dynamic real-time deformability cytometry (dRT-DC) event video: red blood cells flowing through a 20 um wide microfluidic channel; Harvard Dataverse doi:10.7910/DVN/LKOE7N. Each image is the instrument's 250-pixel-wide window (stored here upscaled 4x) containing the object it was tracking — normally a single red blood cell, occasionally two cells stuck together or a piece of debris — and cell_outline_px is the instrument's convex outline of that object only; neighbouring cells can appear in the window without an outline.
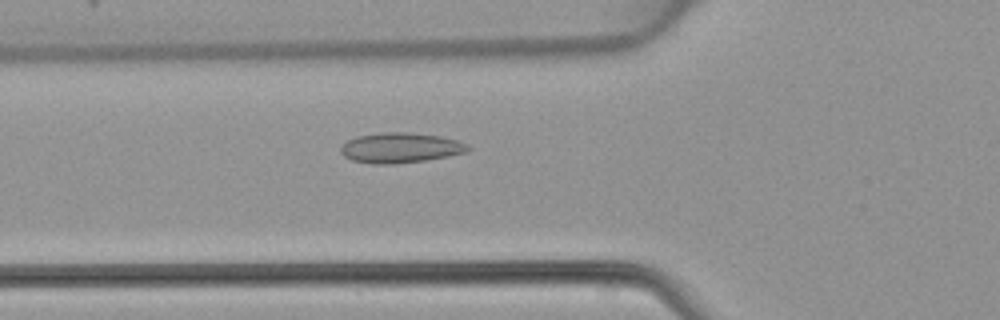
{"species": "common noctule bat (a hibernating species)", "species_latin": "Nyctalus noctula", "temperature_condition": "warm", "stored_images_in_passage": 35, "camera_frame_rate_fps": 3000, "um_per_image_px": 0.085, "animal": {"sex": "female", "body_mass_g": 22.7, "forearm_length_mm": 54.2}, "frame": {"image": 1, "passage_image": 7, "time_ms": 2.0, "image_size_px": [1000, 320], "cell_outline_px": [[472, 148], [468, 152], [448, 156], [424, 160], [392, 164], [376, 164], [352, 160], [344, 156], [340, 152], [340, 148], [348, 140], [356, 136], [384, 132], [408, 132], [440, 136], [456, 140], [468, 144]], "centroid_in_image_um": [34.05, 12.56], "position_along_channel_um": 91.7, "area_um2": 22.31}}
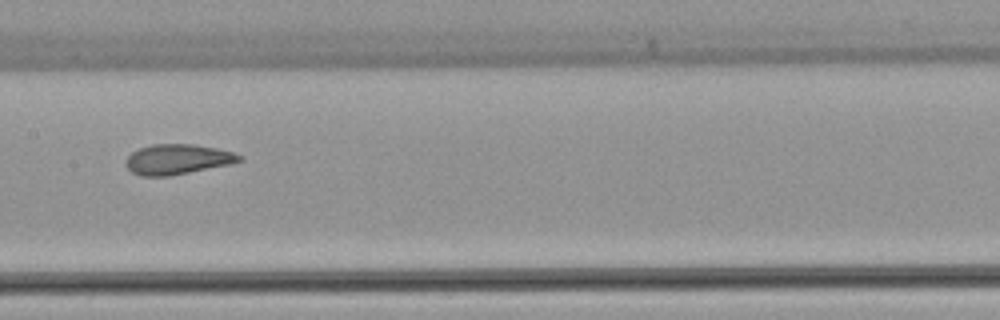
{"frame": {"image": 2, "passage_image": 14, "time_ms": 4.333, "image_size_px": [1000, 320], "cell_outline_px": [[244, 160], [232, 164], [168, 176], [140, 176], [132, 172], [124, 164], [124, 160], [132, 152], [140, 148], [152, 144], [192, 144], [216, 148], [232, 152], [244, 156]], "centroid_in_image_um": [15.09, 13.54], "position_along_channel_um": 192.3, "area_um2": 20.06}}
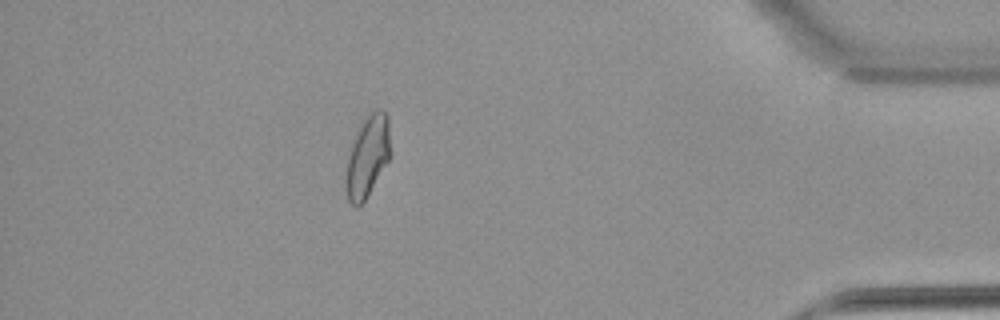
{"frame": {"image": 3, "passage_image": 32, "time_ms": 10.333, "image_size_px": [1000, 320], "cell_outline_px": [[388, 160], [368, 196], [356, 208], [348, 200], [344, 184], [344, 180], [348, 156], [352, 144], [364, 120], [376, 108], [380, 108], [388, 116]], "centroid_in_image_um": [31.2, 13.36], "position_along_channel_um": 404.0, "area_um2": 20.46}}